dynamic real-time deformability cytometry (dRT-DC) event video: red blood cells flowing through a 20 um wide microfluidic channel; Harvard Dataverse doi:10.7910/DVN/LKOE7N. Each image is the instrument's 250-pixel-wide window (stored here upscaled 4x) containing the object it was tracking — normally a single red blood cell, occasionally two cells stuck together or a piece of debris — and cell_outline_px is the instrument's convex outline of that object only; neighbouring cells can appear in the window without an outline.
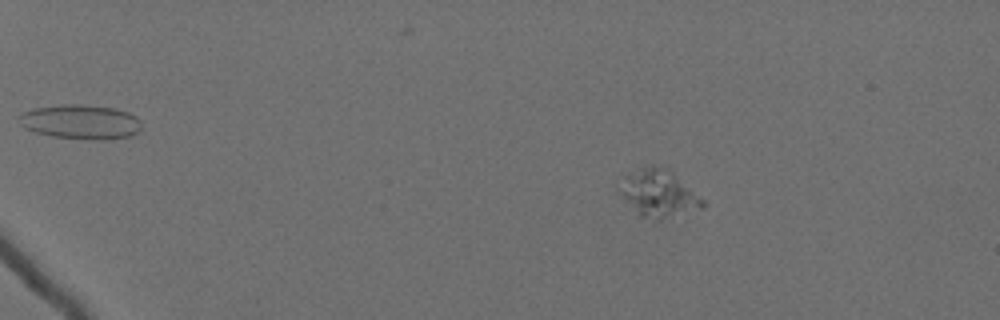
{"species": "Egyptian fruit bat (a non-hibernating species)", "species_latin": "Rousettus aegyptiacus", "temperature_condition": "cold", "stored_images_in_passage": 51, "camera_frame_rate_fps": 3000, "um_per_image_px": 0.085, "animal": {"sex": "female"}, "frame": {"image": 1, "passage_image": 1, "time_ms": 0.0, "image_size_px": [1000, 320], "cell_outline_px": [[708, 204], [704, 208], [660, 220], [656, 220], [640, 216], [616, 188], [624, 176], [644, 168], [664, 168], [672, 172], [704, 200]], "centroid_in_image_um": [56.01, 16.49], "position_along_channel_um": 29.0, "area_um2": 22.25}}
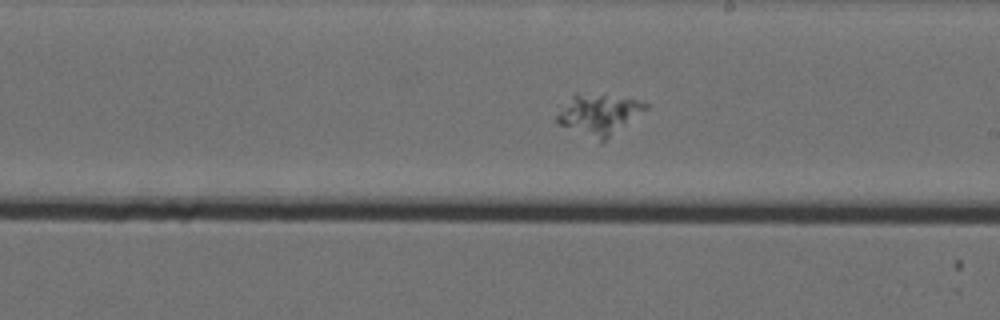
{"frame": {"image": 2, "passage_image": 29, "time_ms": 9.333, "image_size_px": [1000, 320], "cell_outline_px": [[648, 108], [600, 144], [560, 124], [556, 120], [556, 116], [572, 96], [576, 92], [636, 100], [648, 104]], "centroid_in_image_um": [50.88, 9.77], "position_along_channel_um": 238.1, "area_um2": 20.52}}
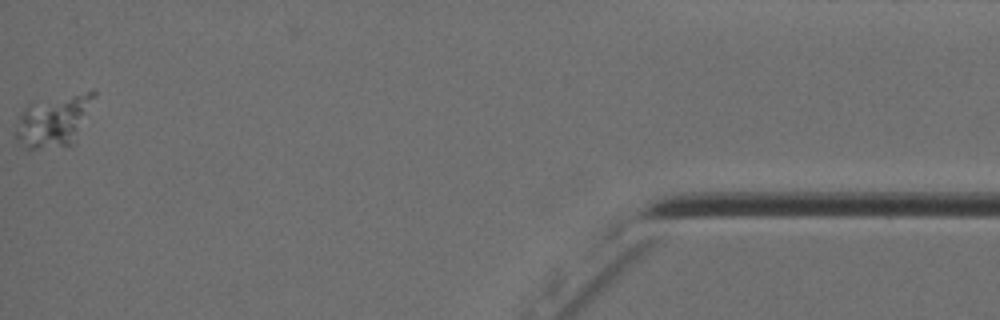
{"frame": {"image": 3, "passage_image": 51, "time_ms": 16.667, "image_size_px": [1000, 320], "cell_outline_px": [[96, 96], [72, 144], [36, 148], [24, 148], [16, 140], [16, 132], [20, 116], [24, 108], [28, 104], [88, 92], [96, 92]], "centroid_in_image_um": [4.54, 10.28], "position_along_channel_um": 430.7, "area_um2": 22.25}}